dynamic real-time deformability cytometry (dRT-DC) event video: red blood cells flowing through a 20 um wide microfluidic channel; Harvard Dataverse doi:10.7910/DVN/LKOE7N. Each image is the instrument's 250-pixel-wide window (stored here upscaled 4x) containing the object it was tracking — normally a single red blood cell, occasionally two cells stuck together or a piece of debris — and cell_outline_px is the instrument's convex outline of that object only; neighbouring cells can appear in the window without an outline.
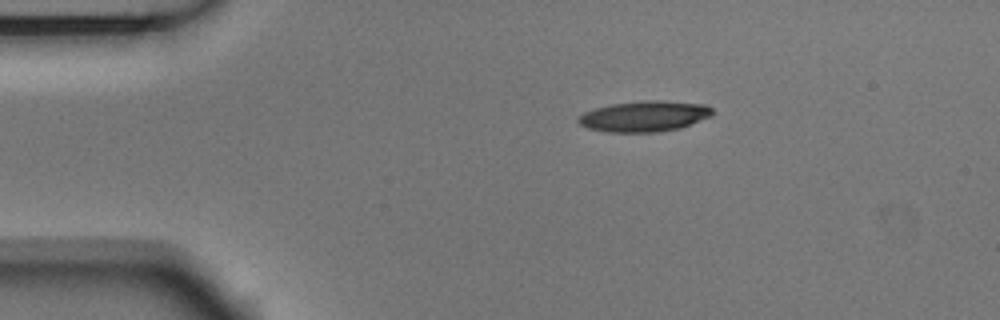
{"species": "Egyptian fruit bat (a non-hibernating species)", "species_latin": "Rousettus aegyptiacus", "temperature_condition": "room temperature", "stored_images_in_passage": 5, "camera_frame_rate_fps": 3000, "um_per_image_px": 0.085, "animal": {"sex": "male"}, "frame": {"image": 1, "passage_image": 3, "time_ms": 0.667, "image_size_px": [1000, 320], "cell_outline_px": [[712, 116], [680, 128], [656, 132], [604, 132], [588, 128], [580, 124], [576, 120], [576, 116], [584, 112], [596, 108], [612, 104], [644, 100], [660, 100], [704, 104], [712, 108]], "centroid_in_image_um": [54.74, 9.88], "position_along_channel_um": 30.3, "area_um2": 24.1}}
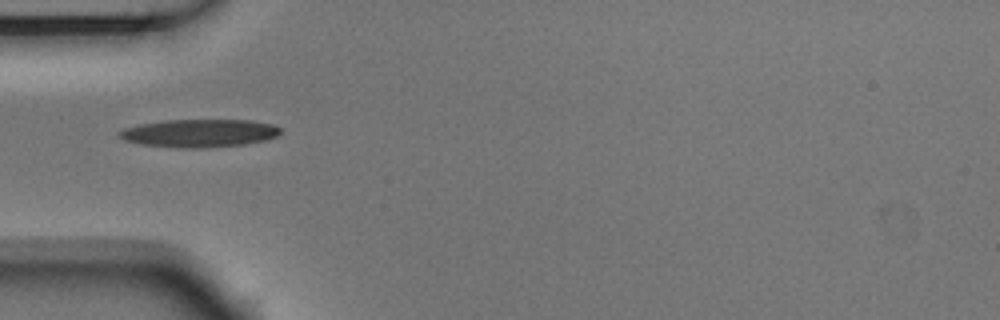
{"frame": {"image": 2, "passage_image": 5, "time_ms": 1.333, "image_size_px": [1000, 320], "cell_outline_px": [[280, 132], [276, 136], [264, 140], [244, 144], [200, 148], [176, 148], [140, 144], [124, 140], [116, 132], [124, 128], [140, 124], [164, 120], [252, 120], [272, 124], [280, 128]], "centroid_in_image_um": [16.9, 11.32], "position_along_channel_um": 68.1, "area_um2": 26.24}}